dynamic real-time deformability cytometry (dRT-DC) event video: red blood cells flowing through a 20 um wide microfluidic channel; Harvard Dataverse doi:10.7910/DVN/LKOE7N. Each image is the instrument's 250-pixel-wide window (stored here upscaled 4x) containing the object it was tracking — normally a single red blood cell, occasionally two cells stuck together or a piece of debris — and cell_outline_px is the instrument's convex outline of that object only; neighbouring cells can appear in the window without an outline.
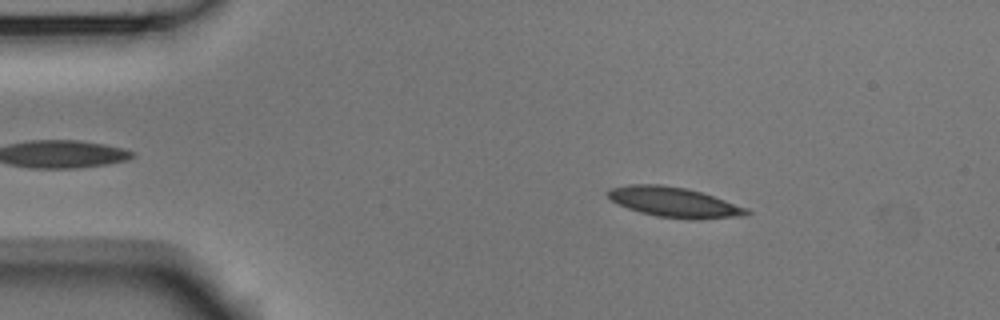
{"species": "Egyptian fruit bat (a non-hibernating species)", "species_latin": "Rousettus aegyptiacus", "temperature_condition": "room temperature", "stored_images_in_passage": 45, "camera_frame_rate_fps": 3000, "um_per_image_px": 0.085, "animal": {"sex": "male"}, "frame": {"image": 1, "passage_image": 8, "time_ms": 2.333, "image_size_px": [1000, 320], "cell_outline_px": [[752, 212], [744, 216], [700, 220], [688, 220], [656, 216], [640, 212], [616, 204], [608, 196], [608, 188], [628, 184], [660, 184], [688, 188], [748, 208]], "centroid_in_image_um": [57.3, 17.2], "position_along_channel_um": 27.7, "area_um2": 24.57}}
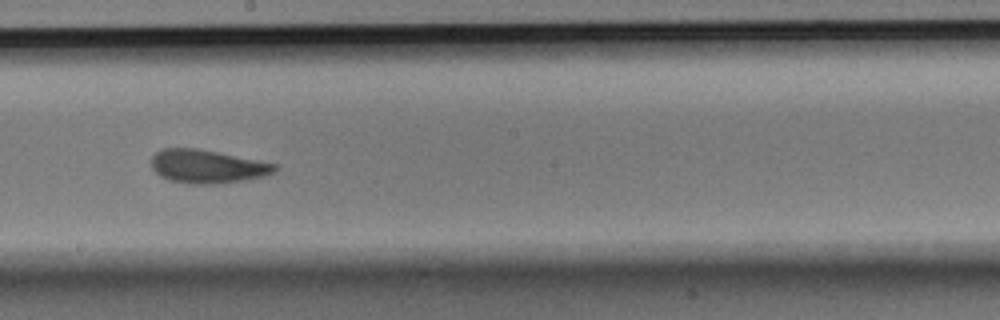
{"frame": {"image": 2, "passage_image": 29, "time_ms": 9.333, "image_size_px": [1000, 320], "cell_outline_px": [[276, 168], [272, 172], [264, 176], [240, 180], [212, 184], [188, 184], [168, 180], [160, 176], [152, 168], [152, 156], [156, 152], [164, 148], [200, 148], [276, 164]], "centroid_in_image_um": [17.55, 14.14], "position_along_channel_um": 230.6, "area_um2": 23.81}}
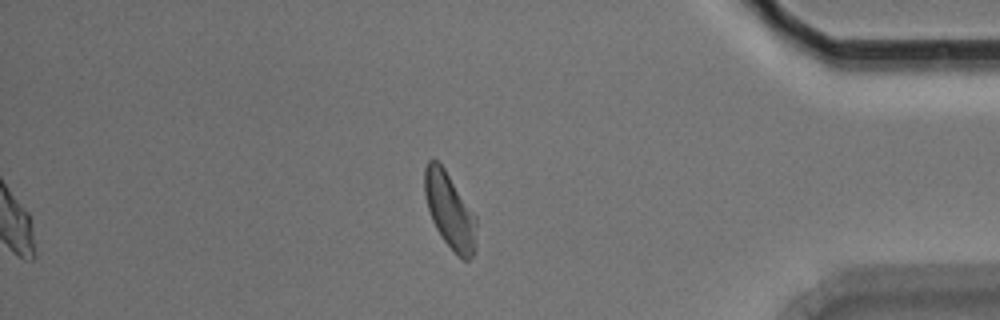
{"frame": {"image": 3, "passage_image": 45, "time_ms": 14.667, "image_size_px": [1000, 320], "cell_outline_px": [[476, 244], [472, 256], [468, 260], [464, 260], [444, 240], [436, 228], [432, 220], [428, 208], [424, 192], [424, 168], [428, 160], [436, 160], [444, 168], [476, 216]], "centroid_in_image_um": [38.22, 17.88], "position_along_channel_um": 397.0, "area_um2": 22.43}, "authors_computed_cell_mechanics": {"area_um2": 23.8714, "velocity_mm_per_s": 3.72, "shape_relaxation_time_tau1_ms": 6.1632, "shape_relaxation_time_tau2_ms": 3.0984, "deformation_change_tau1": 0.1591, "deformation_change_tau2": 0.089}}